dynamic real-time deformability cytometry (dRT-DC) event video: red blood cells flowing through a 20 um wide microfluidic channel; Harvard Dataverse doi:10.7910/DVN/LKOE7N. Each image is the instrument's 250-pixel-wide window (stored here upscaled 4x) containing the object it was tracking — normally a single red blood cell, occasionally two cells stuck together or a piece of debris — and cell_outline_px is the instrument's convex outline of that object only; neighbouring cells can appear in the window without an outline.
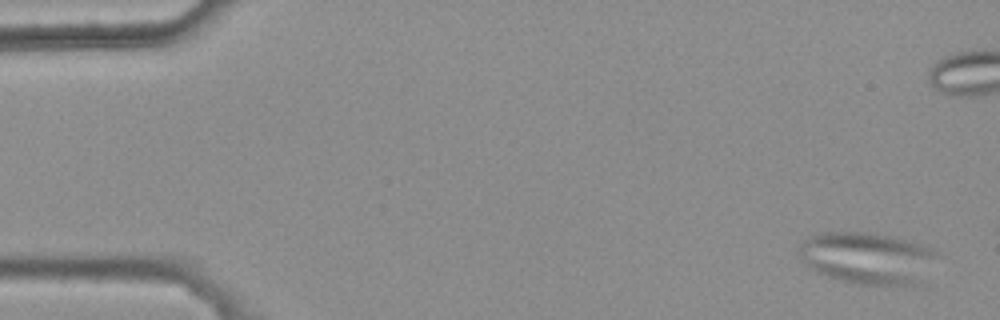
{"species": "common noctule bat (a hibernating species)", "species_latin": "Nyctalus noctula", "temperature_condition": "warm", "stored_images_in_passage": 4, "camera_frame_rate_fps": 3000, "um_per_image_px": 0.085, "animal": {"sex": "female", "body_mass_g": 25.1}, "frame": {"image": 1, "passage_image": 1, "time_ms": 0.0, "image_size_px": [1000, 320], "cell_outline_px": [[936, 256], [912, 284], [856, 284], [840, 280], [828, 276], [812, 268], [800, 256], [796, 248], [808, 236], [824, 232], [868, 232], [892, 236], [908, 240], [932, 248], [936, 252]], "centroid_in_image_um": [73.62, 21.88], "position_along_channel_um": 11.4, "area_um2": 40.46}}